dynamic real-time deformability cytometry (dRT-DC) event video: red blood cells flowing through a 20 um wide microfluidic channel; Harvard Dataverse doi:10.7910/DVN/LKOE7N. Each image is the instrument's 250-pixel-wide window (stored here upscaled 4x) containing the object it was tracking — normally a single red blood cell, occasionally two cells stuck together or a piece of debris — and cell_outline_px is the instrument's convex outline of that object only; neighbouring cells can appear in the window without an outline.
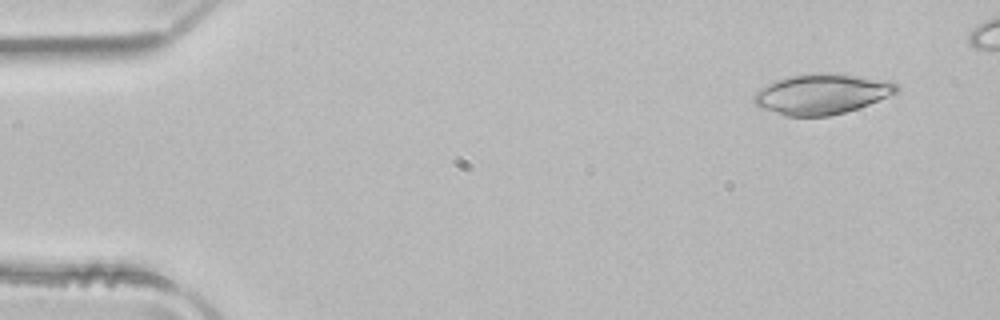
{"species": "common noctule bat (a hibernating species)", "species_latin": "Nyctalus noctula", "temperature_condition": "room temperature", "stored_images_in_passage": 4, "camera_frame_rate_fps": 3000, "um_per_image_px": 0.085, "animal": {"sex": "male", "body_mass_g": 21.5, "forearm_length_mm": 52.0}, "frame": {"image": 1, "passage_image": 1, "time_ms": 0.0, "image_size_px": [1000, 320], "cell_outline_px": [[900, 92], [868, 104], [844, 112], [828, 116], [784, 116], [760, 108], [752, 100], [752, 96], [760, 88], [776, 80], [788, 76], [856, 76], [892, 80], [900, 84]], "centroid_in_image_um": [69.87, 8.04], "position_along_channel_um": 15.1, "area_um2": 32.71}}